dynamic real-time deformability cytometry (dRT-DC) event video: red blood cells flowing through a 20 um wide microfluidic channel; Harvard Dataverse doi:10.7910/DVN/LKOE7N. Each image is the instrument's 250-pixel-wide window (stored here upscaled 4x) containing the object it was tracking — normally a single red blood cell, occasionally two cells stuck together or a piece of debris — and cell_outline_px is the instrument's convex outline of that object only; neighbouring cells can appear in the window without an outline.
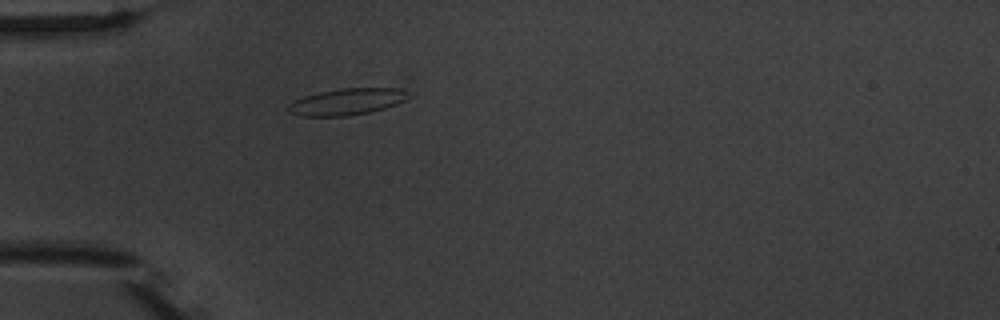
{"species": "common noctule bat (a hibernating species)", "species_latin": "Nyctalus noctula", "temperature_condition": "warm", "stored_images_in_passage": 4, "camera_frame_rate_fps": 3000, "um_per_image_px": 0.085, "animal": {"sex": "male", "body_mass_g": 20.1, "forearm_length_mm": 53.5}, "frame": {"image": 1, "passage_image": 4, "time_ms": 3.333, "image_size_px": [1000, 320], "cell_outline_px": [[408, 96], [404, 100], [396, 104], [384, 108], [368, 112], [348, 116], [304, 116], [292, 112], [284, 108], [288, 104], [304, 96], [320, 92], [340, 88], [400, 88]], "centroid_in_image_um": [29.44, 8.64], "position_along_channel_um": 55.6, "area_um2": 18.26}}